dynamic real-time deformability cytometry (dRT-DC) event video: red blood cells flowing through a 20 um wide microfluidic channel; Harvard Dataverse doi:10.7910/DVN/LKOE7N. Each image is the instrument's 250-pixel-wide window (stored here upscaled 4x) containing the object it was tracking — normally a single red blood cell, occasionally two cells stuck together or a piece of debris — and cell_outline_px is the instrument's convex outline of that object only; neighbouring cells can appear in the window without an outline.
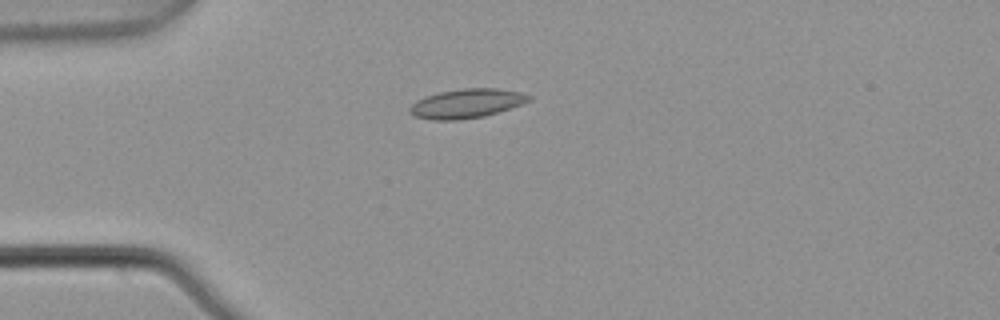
{"species": "common noctule bat (a hibernating species)", "species_latin": "Nyctalus noctula", "temperature_condition": "warm", "stored_images_in_passage": 5, "camera_frame_rate_fps": 3000, "um_per_image_px": 0.085, "animal": {"sex": "male", "body_mass_g": 21.5, "forearm_length_mm": 52.0}, "frame": {"image": 1, "passage_image": 3, "time_ms": 0.667, "image_size_px": [1000, 320], "cell_outline_px": [[532, 100], [484, 116], [460, 120], [432, 120], [416, 116], [408, 112], [408, 108], [416, 100], [440, 92], [464, 88], [496, 88], [520, 92], [532, 96]], "centroid_in_image_um": [39.64, 8.8], "position_along_channel_um": 45.4, "area_um2": 20.06}}
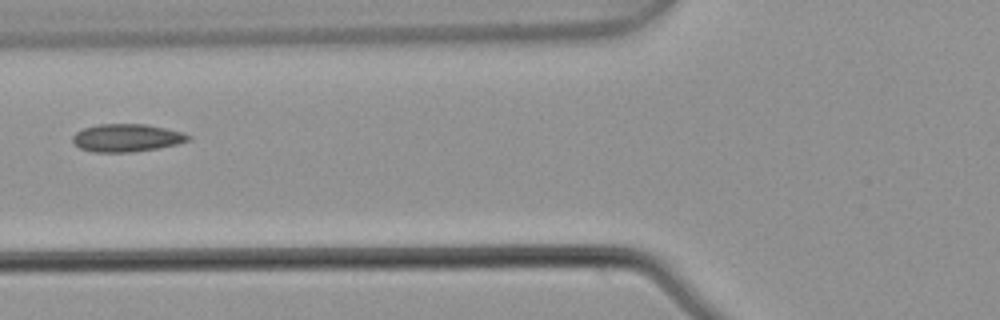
{"frame": {"image": 2, "passage_image": 5, "time_ms": 1.333, "image_size_px": [1000, 320], "cell_outline_px": [[192, 140], [160, 148], [132, 152], [92, 152], [80, 148], [72, 140], [72, 136], [76, 132], [84, 128], [100, 124], [144, 124], [184, 132], [192, 136]], "centroid_in_image_um": [10.81, 11.72], "position_along_channel_um": 115.0, "area_um2": 18.79}}